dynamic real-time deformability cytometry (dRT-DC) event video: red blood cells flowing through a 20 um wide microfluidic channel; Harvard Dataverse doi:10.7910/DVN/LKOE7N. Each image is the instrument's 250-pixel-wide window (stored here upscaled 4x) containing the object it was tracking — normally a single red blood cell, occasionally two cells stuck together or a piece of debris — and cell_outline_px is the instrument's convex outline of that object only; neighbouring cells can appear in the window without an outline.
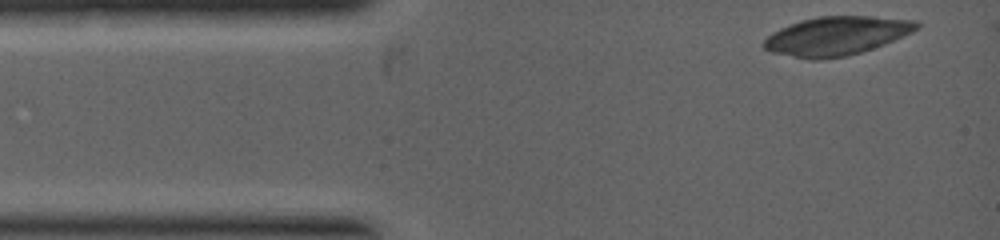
{"species": "common noctule bat (a hibernating species)", "species_latin": "Nyctalus noctula", "temperature_condition": "warm", "stored_images_in_passage": 6, "camera_frame_rate_fps": 5000, "um_per_image_px": 0.085, "animal": {"sex": "female", "body_mass_g": 19.0, "forearm_length_mm": 53.3}, "frame": {"image": 1, "passage_image": 1, "time_ms": 0.0, "image_size_px": [1000, 240], "cell_outline_px": [[920, 24], [912, 32], [884, 44], [860, 52], [844, 56], [820, 60], [816, 60], [792, 56], [772, 52], [764, 48], [764, 40], [772, 32], [780, 28], [800, 20], [820, 16], [872, 16], [916, 20]], "centroid_in_image_um": [71.09, 3.04], "position_along_channel_um": 13.9, "area_um2": 34.16}}